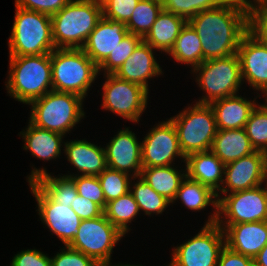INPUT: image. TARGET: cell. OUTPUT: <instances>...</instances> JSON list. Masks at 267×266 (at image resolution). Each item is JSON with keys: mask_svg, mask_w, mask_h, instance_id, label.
<instances>
[{"mask_svg": "<svg viewBox=\"0 0 267 266\" xmlns=\"http://www.w3.org/2000/svg\"><path fill=\"white\" fill-rule=\"evenodd\" d=\"M188 22L200 38L204 62L237 54L241 38L249 30V11L242 0H226Z\"/></svg>", "mask_w": 267, "mask_h": 266, "instance_id": "6da1fadb", "label": "cell"}, {"mask_svg": "<svg viewBox=\"0 0 267 266\" xmlns=\"http://www.w3.org/2000/svg\"><path fill=\"white\" fill-rule=\"evenodd\" d=\"M8 73L7 93L20 103L29 105L53 90L50 54L9 57Z\"/></svg>", "mask_w": 267, "mask_h": 266, "instance_id": "7a4b0ae2", "label": "cell"}, {"mask_svg": "<svg viewBox=\"0 0 267 266\" xmlns=\"http://www.w3.org/2000/svg\"><path fill=\"white\" fill-rule=\"evenodd\" d=\"M102 17L101 1L71 0L51 16L55 48L81 49Z\"/></svg>", "mask_w": 267, "mask_h": 266, "instance_id": "3957f363", "label": "cell"}, {"mask_svg": "<svg viewBox=\"0 0 267 266\" xmlns=\"http://www.w3.org/2000/svg\"><path fill=\"white\" fill-rule=\"evenodd\" d=\"M83 102L84 98L77 94L51 90L29 104V121L36 127L66 136L85 117Z\"/></svg>", "mask_w": 267, "mask_h": 266, "instance_id": "277c9868", "label": "cell"}, {"mask_svg": "<svg viewBox=\"0 0 267 266\" xmlns=\"http://www.w3.org/2000/svg\"><path fill=\"white\" fill-rule=\"evenodd\" d=\"M50 59L53 90L85 99L99 75L98 66L79 48H55Z\"/></svg>", "mask_w": 267, "mask_h": 266, "instance_id": "5b68a950", "label": "cell"}, {"mask_svg": "<svg viewBox=\"0 0 267 266\" xmlns=\"http://www.w3.org/2000/svg\"><path fill=\"white\" fill-rule=\"evenodd\" d=\"M9 57L51 54L55 49L51 16L15 6Z\"/></svg>", "mask_w": 267, "mask_h": 266, "instance_id": "8992f818", "label": "cell"}, {"mask_svg": "<svg viewBox=\"0 0 267 266\" xmlns=\"http://www.w3.org/2000/svg\"><path fill=\"white\" fill-rule=\"evenodd\" d=\"M191 71L197 76L196 84L206 93L195 102L199 104L239 94L244 83L238 54L206 60Z\"/></svg>", "mask_w": 267, "mask_h": 266, "instance_id": "52a82bcc", "label": "cell"}, {"mask_svg": "<svg viewBox=\"0 0 267 266\" xmlns=\"http://www.w3.org/2000/svg\"><path fill=\"white\" fill-rule=\"evenodd\" d=\"M169 120L174 124L184 154L210 151L217 133L216 118L210 104L188 105Z\"/></svg>", "mask_w": 267, "mask_h": 266, "instance_id": "ba28073f", "label": "cell"}, {"mask_svg": "<svg viewBox=\"0 0 267 266\" xmlns=\"http://www.w3.org/2000/svg\"><path fill=\"white\" fill-rule=\"evenodd\" d=\"M78 230L68 246L93 258L99 265L111 263L113 248L125 237L104 213L94 219L82 220Z\"/></svg>", "mask_w": 267, "mask_h": 266, "instance_id": "9c48e42d", "label": "cell"}, {"mask_svg": "<svg viewBox=\"0 0 267 266\" xmlns=\"http://www.w3.org/2000/svg\"><path fill=\"white\" fill-rule=\"evenodd\" d=\"M224 247L225 235L220 226L204 224L193 238L173 248L167 266H217Z\"/></svg>", "mask_w": 267, "mask_h": 266, "instance_id": "30bf717a", "label": "cell"}, {"mask_svg": "<svg viewBox=\"0 0 267 266\" xmlns=\"http://www.w3.org/2000/svg\"><path fill=\"white\" fill-rule=\"evenodd\" d=\"M101 107L131 122H140L147 108L149 91L114 74H105Z\"/></svg>", "mask_w": 267, "mask_h": 266, "instance_id": "8fae6325", "label": "cell"}, {"mask_svg": "<svg viewBox=\"0 0 267 266\" xmlns=\"http://www.w3.org/2000/svg\"><path fill=\"white\" fill-rule=\"evenodd\" d=\"M264 185L265 187L260 185L252 189L222 195L218 200L216 223L234 225L267 221V183Z\"/></svg>", "mask_w": 267, "mask_h": 266, "instance_id": "7c38bea8", "label": "cell"}, {"mask_svg": "<svg viewBox=\"0 0 267 266\" xmlns=\"http://www.w3.org/2000/svg\"><path fill=\"white\" fill-rule=\"evenodd\" d=\"M155 125L141 142L142 167L170 166L177 157L185 163L174 124L167 119Z\"/></svg>", "mask_w": 267, "mask_h": 266, "instance_id": "4fadbf2b", "label": "cell"}, {"mask_svg": "<svg viewBox=\"0 0 267 266\" xmlns=\"http://www.w3.org/2000/svg\"><path fill=\"white\" fill-rule=\"evenodd\" d=\"M29 185L37 201V212L41 222L47 226L51 234H55L63 242L64 246H68L77 236L82 220L71 207L55 203L35 182Z\"/></svg>", "mask_w": 267, "mask_h": 266, "instance_id": "5bb4252c", "label": "cell"}, {"mask_svg": "<svg viewBox=\"0 0 267 266\" xmlns=\"http://www.w3.org/2000/svg\"><path fill=\"white\" fill-rule=\"evenodd\" d=\"M263 183H267L263 151H256L225 165L223 186L216 193L217 199L221 198V193L248 190Z\"/></svg>", "mask_w": 267, "mask_h": 266, "instance_id": "9a60e30c", "label": "cell"}, {"mask_svg": "<svg viewBox=\"0 0 267 266\" xmlns=\"http://www.w3.org/2000/svg\"><path fill=\"white\" fill-rule=\"evenodd\" d=\"M237 54L242 80L267 99V43L248 30L241 38Z\"/></svg>", "mask_w": 267, "mask_h": 266, "instance_id": "2e32d148", "label": "cell"}, {"mask_svg": "<svg viewBox=\"0 0 267 266\" xmlns=\"http://www.w3.org/2000/svg\"><path fill=\"white\" fill-rule=\"evenodd\" d=\"M129 127L117 132L104 147L109 168L139 177L142 171V144Z\"/></svg>", "mask_w": 267, "mask_h": 266, "instance_id": "e0dca14e", "label": "cell"}, {"mask_svg": "<svg viewBox=\"0 0 267 266\" xmlns=\"http://www.w3.org/2000/svg\"><path fill=\"white\" fill-rule=\"evenodd\" d=\"M219 226L224 231L225 245L234 252L254 259L267 244V221Z\"/></svg>", "mask_w": 267, "mask_h": 266, "instance_id": "ac0fdd59", "label": "cell"}, {"mask_svg": "<svg viewBox=\"0 0 267 266\" xmlns=\"http://www.w3.org/2000/svg\"><path fill=\"white\" fill-rule=\"evenodd\" d=\"M128 33L123 22L102 17L81 49L99 66Z\"/></svg>", "mask_w": 267, "mask_h": 266, "instance_id": "d6986e66", "label": "cell"}, {"mask_svg": "<svg viewBox=\"0 0 267 266\" xmlns=\"http://www.w3.org/2000/svg\"><path fill=\"white\" fill-rule=\"evenodd\" d=\"M154 51L148 43L141 41L131 56L114 73L118 78L136 83L149 91L148 79L162 75L163 71Z\"/></svg>", "mask_w": 267, "mask_h": 266, "instance_id": "ffe728a7", "label": "cell"}, {"mask_svg": "<svg viewBox=\"0 0 267 266\" xmlns=\"http://www.w3.org/2000/svg\"><path fill=\"white\" fill-rule=\"evenodd\" d=\"M63 145L67 160L80 173L76 175L98 176L108 167L104 147L85 139L66 141Z\"/></svg>", "mask_w": 267, "mask_h": 266, "instance_id": "44dd1931", "label": "cell"}, {"mask_svg": "<svg viewBox=\"0 0 267 266\" xmlns=\"http://www.w3.org/2000/svg\"><path fill=\"white\" fill-rule=\"evenodd\" d=\"M253 100L245 99L239 94L214 100L210 103L213 108L218 130H233L245 128L251 112L258 105Z\"/></svg>", "mask_w": 267, "mask_h": 266, "instance_id": "7402d4cb", "label": "cell"}, {"mask_svg": "<svg viewBox=\"0 0 267 266\" xmlns=\"http://www.w3.org/2000/svg\"><path fill=\"white\" fill-rule=\"evenodd\" d=\"M186 176L218 192L224 181L225 164L210 150L195 152L185 158Z\"/></svg>", "mask_w": 267, "mask_h": 266, "instance_id": "603a6c76", "label": "cell"}, {"mask_svg": "<svg viewBox=\"0 0 267 266\" xmlns=\"http://www.w3.org/2000/svg\"><path fill=\"white\" fill-rule=\"evenodd\" d=\"M25 130L21 131L19 136L22 135L25 142L23 149L29 150L33 157L50 161L61 155L63 135L36 127L30 121Z\"/></svg>", "mask_w": 267, "mask_h": 266, "instance_id": "cb8c5ba5", "label": "cell"}, {"mask_svg": "<svg viewBox=\"0 0 267 266\" xmlns=\"http://www.w3.org/2000/svg\"><path fill=\"white\" fill-rule=\"evenodd\" d=\"M211 151L226 165L256 152L245 128L217 130Z\"/></svg>", "mask_w": 267, "mask_h": 266, "instance_id": "d4e9b609", "label": "cell"}, {"mask_svg": "<svg viewBox=\"0 0 267 266\" xmlns=\"http://www.w3.org/2000/svg\"><path fill=\"white\" fill-rule=\"evenodd\" d=\"M180 199L181 203L193 211L205 210L212 205L214 209L212 215L208 216L205 224H215L218 218V199L217 194L210 187L192 180L187 176L182 180L176 197L171 204Z\"/></svg>", "mask_w": 267, "mask_h": 266, "instance_id": "484cf974", "label": "cell"}, {"mask_svg": "<svg viewBox=\"0 0 267 266\" xmlns=\"http://www.w3.org/2000/svg\"><path fill=\"white\" fill-rule=\"evenodd\" d=\"M188 21L168 11L162 10L143 38L153 49L168 54Z\"/></svg>", "mask_w": 267, "mask_h": 266, "instance_id": "4316f807", "label": "cell"}, {"mask_svg": "<svg viewBox=\"0 0 267 266\" xmlns=\"http://www.w3.org/2000/svg\"><path fill=\"white\" fill-rule=\"evenodd\" d=\"M42 167H36L27 176L29 183L35 182L55 203L71 207L78 195L74 180L67 176L53 177Z\"/></svg>", "mask_w": 267, "mask_h": 266, "instance_id": "83f0119b", "label": "cell"}, {"mask_svg": "<svg viewBox=\"0 0 267 266\" xmlns=\"http://www.w3.org/2000/svg\"><path fill=\"white\" fill-rule=\"evenodd\" d=\"M173 166L142 168L140 175L152 189L171 203L176 197L182 180L186 177V169L179 170Z\"/></svg>", "mask_w": 267, "mask_h": 266, "instance_id": "f1b7e54d", "label": "cell"}, {"mask_svg": "<svg viewBox=\"0 0 267 266\" xmlns=\"http://www.w3.org/2000/svg\"><path fill=\"white\" fill-rule=\"evenodd\" d=\"M168 56L182 64L191 65V70L203 63V51L200 38L189 22L179 33Z\"/></svg>", "mask_w": 267, "mask_h": 266, "instance_id": "f546056e", "label": "cell"}, {"mask_svg": "<svg viewBox=\"0 0 267 266\" xmlns=\"http://www.w3.org/2000/svg\"><path fill=\"white\" fill-rule=\"evenodd\" d=\"M139 212L138 204L130 192L109 201L104 209L105 217L116 226L124 236L131 230L128 224L140 214Z\"/></svg>", "mask_w": 267, "mask_h": 266, "instance_id": "4dcf8cb0", "label": "cell"}, {"mask_svg": "<svg viewBox=\"0 0 267 266\" xmlns=\"http://www.w3.org/2000/svg\"><path fill=\"white\" fill-rule=\"evenodd\" d=\"M162 10L161 0H140L125 24L128 32L143 39Z\"/></svg>", "mask_w": 267, "mask_h": 266, "instance_id": "1f68e13d", "label": "cell"}, {"mask_svg": "<svg viewBox=\"0 0 267 266\" xmlns=\"http://www.w3.org/2000/svg\"><path fill=\"white\" fill-rule=\"evenodd\" d=\"M137 178L134 185L130 183V193L138 204L140 212L143 211L144 215L148 216H151L152 213L153 215L154 213L155 215L162 214L171 205V202L152 189L141 176Z\"/></svg>", "mask_w": 267, "mask_h": 266, "instance_id": "d6a6232c", "label": "cell"}, {"mask_svg": "<svg viewBox=\"0 0 267 266\" xmlns=\"http://www.w3.org/2000/svg\"><path fill=\"white\" fill-rule=\"evenodd\" d=\"M98 179L105 196V201L108 203L130 192V183L132 180H136L137 177H132L125 172L107 167L98 175Z\"/></svg>", "mask_w": 267, "mask_h": 266, "instance_id": "836d02e7", "label": "cell"}, {"mask_svg": "<svg viewBox=\"0 0 267 266\" xmlns=\"http://www.w3.org/2000/svg\"><path fill=\"white\" fill-rule=\"evenodd\" d=\"M245 131L256 151H263L267 147V99L251 112Z\"/></svg>", "mask_w": 267, "mask_h": 266, "instance_id": "e575fe53", "label": "cell"}, {"mask_svg": "<svg viewBox=\"0 0 267 266\" xmlns=\"http://www.w3.org/2000/svg\"><path fill=\"white\" fill-rule=\"evenodd\" d=\"M143 39L137 35L128 33L109 56L98 66V73L114 74L121 65L131 56L134 49Z\"/></svg>", "mask_w": 267, "mask_h": 266, "instance_id": "d590c367", "label": "cell"}, {"mask_svg": "<svg viewBox=\"0 0 267 266\" xmlns=\"http://www.w3.org/2000/svg\"><path fill=\"white\" fill-rule=\"evenodd\" d=\"M226 0H161L163 10L180 16L187 21L199 12L223 4Z\"/></svg>", "mask_w": 267, "mask_h": 266, "instance_id": "8d00e7d4", "label": "cell"}, {"mask_svg": "<svg viewBox=\"0 0 267 266\" xmlns=\"http://www.w3.org/2000/svg\"><path fill=\"white\" fill-rule=\"evenodd\" d=\"M64 176L71 177L74 180L77 192L80 196L95 202L103 210L105 209L107 203L98 176L75 174H67Z\"/></svg>", "mask_w": 267, "mask_h": 266, "instance_id": "74e56055", "label": "cell"}, {"mask_svg": "<svg viewBox=\"0 0 267 266\" xmlns=\"http://www.w3.org/2000/svg\"><path fill=\"white\" fill-rule=\"evenodd\" d=\"M140 0H102L103 17L126 24Z\"/></svg>", "mask_w": 267, "mask_h": 266, "instance_id": "f35d334b", "label": "cell"}, {"mask_svg": "<svg viewBox=\"0 0 267 266\" xmlns=\"http://www.w3.org/2000/svg\"><path fill=\"white\" fill-rule=\"evenodd\" d=\"M60 251L51 257V266H101L93 258L69 246Z\"/></svg>", "mask_w": 267, "mask_h": 266, "instance_id": "ab89813d", "label": "cell"}, {"mask_svg": "<svg viewBox=\"0 0 267 266\" xmlns=\"http://www.w3.org/2000/svg\"><path fill=\"white\" fill-rule=\"evenodd\" d=\"M71 0H15V6L52 16Z\"/></svg>", "mask_w": 267, "mask_h": 266, "instance_id": "60d3db41", "label": "cell"}, {"mask_svg": "<svg viewBox=\"0 0 267 266\" xmlns=\"http://www.w3.org/2000/svg\"><path fill=\"white\" fill-rule=\"evenodd\" d=\"M10 266H51V258L39 250L27 249L18 252Z\"/></svg>", "mask_w": 267, "mask_h": 266, "instance_id": "b9f144b4", "label": "cell"}, {"mask_svg": "<svg viewBox=\"0 0 267 266\" xmlns=\"http://www.w3.org/2000/svg\"><path fill=\"white\" fill-rule=\"evenodd\" d=\"M249 30L263 43H267V3L249 12Z\"/></svg>", "mask_w": 267, "mask_h": 266, "instance_id": "7bdbcfd3", "label": "cell"}, {"mask_svg": "<svg viewBox=\"0 0 267 266\" xmlns=\"http://www.w3.org/2000/svg\"><path fill=\"white\" fill-rule=\"evenodd\" d=\"M71 208L81 220L94 219L104 213V210L98 204L79 194L75 198L73 204H71Z\"/></svg>", "mask_w": 267, "mask_h": 266, "instance_id": "ee69618b", "label": "cell"}, {"mask_svg": "<svg viewBox=\"0 0 267 266\" xmlns=\"http://www.w3.org/2000/svg\"><path fill=\"white\" fill-rule=\"evenodd\" d=\"M217 266H254V260L251 257L234 252L225 245L220 253Z\"/></svg>", "mask_w": 267, "mask_h": 266, "instance_id": "f6af8a7d", "label": "cell"}, {"mask_svg": "<svg viewBox=\"0 0 267 266\" xmlns=\"http://www.w3.org/2000/svg\"><path fill=\"white\" fill-rule=\"evenodd\" d=\"M253 260H254V266H267V244L255 256Z\"/></svg>", "mask_w": 267, "mask_h": 266, "instance_id": "bcb514c9", "label": "cell"}, {"mask_svg": "<svg viewBox=\"0 0 267 266\" xmlns=\"http://www.w3.org/2000/svg\"><path fill=\"white\" fill-rule=\"evenodd\" d=\"M249 12H252L258 6L267 3V0H244L243 1Z\"/></svg>", "mask_w": 267, "mask_h": 266, "instance_id": "7dc6e473", "label": "cell"}, {"mask_svg": "<svg viewBox=\"0 0 267 266\" xmlns=\"http://www.w3.org/2000/svg\"><path fill=\"white\" fill-rule=\"evenodd\" d=\"M263 156H264L265 171L267 174V147L263 150Z\"/></svg>", "mask_w": 267, "mask_h": 266, "instance_id": "c3c4849f", "label": "cell"}, {"mask_svg": "<svg viewBox=\"0 0 267 266\" xmlns=\"http://www.w3.org/2000/svg\"><path fill=\"white\" fill-rule=\"evenodd\" d=\"M101 266H142V265H135V264L130 265V264H122V263L121 264L118 263V264L113 265L112 263H110V264H105V265H101Z\"/></svg>", "mask_w": 267, "mask_h": 266, "instance_id": "681fc988", "label": "cell"}]
</instances>
